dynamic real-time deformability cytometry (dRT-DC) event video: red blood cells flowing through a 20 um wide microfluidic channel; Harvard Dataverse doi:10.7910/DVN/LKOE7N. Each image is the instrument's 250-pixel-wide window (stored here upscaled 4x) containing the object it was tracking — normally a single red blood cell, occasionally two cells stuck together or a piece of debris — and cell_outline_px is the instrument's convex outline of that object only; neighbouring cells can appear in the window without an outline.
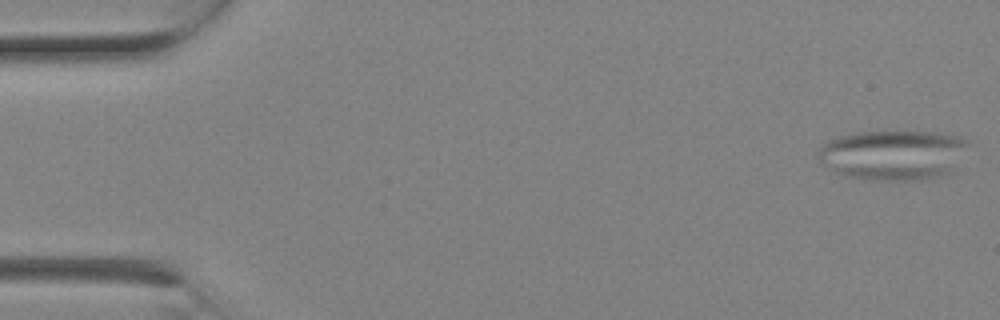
{"species": "Egyptian fruit bat (a non-hibernating species)", "species_latin": "Rousettus aegyptiacus", "temperature_condition": "room temperature", "stored_images_in_passage": 2, "camera_frame_rate_fps": 3000, "um_per_image_px": 0.085, "animal": {"sex": "female"}, "frame": {"image": 1, "passage_image": 2, "time_ms": 0.333, "image_size_px": [1000, 320], "cell_outline_px": [[972, 140], [948, 172], [928, 180], [864, 180], [844, 176], [820, 164], [816, 156], [820, 148], [828, 140], [836, 136], [856, 132], [932, 132], [960, 136]], "centroid_in_image_um": [75.84, 13.17], "position_along_channel_um": 9.2, "area_um2": 43.93}}